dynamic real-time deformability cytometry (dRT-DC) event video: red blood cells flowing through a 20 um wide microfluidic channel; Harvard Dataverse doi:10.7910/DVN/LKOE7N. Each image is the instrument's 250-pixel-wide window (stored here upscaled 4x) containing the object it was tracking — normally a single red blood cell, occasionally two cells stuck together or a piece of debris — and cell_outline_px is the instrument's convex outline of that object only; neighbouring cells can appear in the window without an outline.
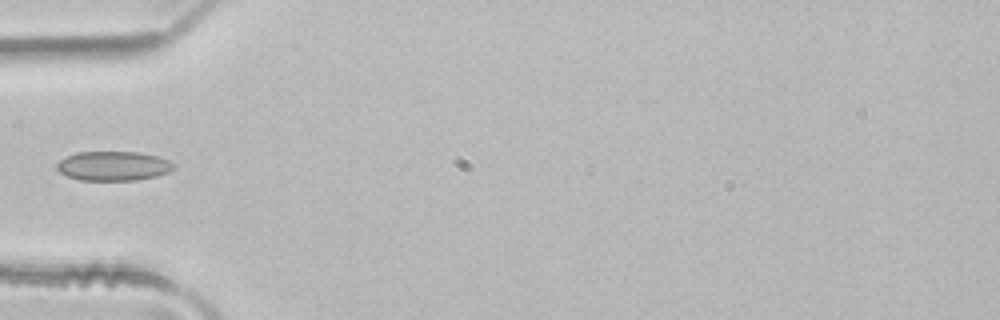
{"species": "common noctule bat (a hibernating species)", "species_latin": "Nyctalus noctula", "temperature_condition": "room temperature", "stored_images_in_passage": 3, "camera_frame_rate_fps": 3000, "um_per_image_px": 0.085, "animal": {"sex": "male", "body_mass_g": 21.5, "forearm_length_mm": 52.0}, "frame": {"image": 1, "passage_image": 3, "time_ms": 0.667, "image_size_px": [1000, 320], "cell_outline_px": [[176, 164], [168, 172], [156, 176], [136, 180], [80, 180], [68, 176], [60, 172], [56, 168], [56, 164], [60, 160], [76, 152], [140, 152], [160, 156]], "centroid_in_image_um": [9.65, 14.1], "position_along_channel_um": 75.4, "area_um2": 20.0}}